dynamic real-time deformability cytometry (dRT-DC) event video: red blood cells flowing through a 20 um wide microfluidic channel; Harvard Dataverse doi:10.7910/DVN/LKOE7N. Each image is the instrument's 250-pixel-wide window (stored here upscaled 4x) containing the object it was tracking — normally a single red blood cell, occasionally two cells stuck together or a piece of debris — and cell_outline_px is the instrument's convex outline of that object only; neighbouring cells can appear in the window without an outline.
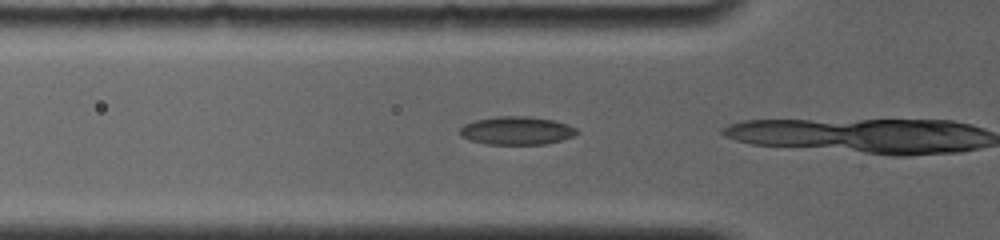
{"species": "common noctule bat (a hibernating species)", "species_latin": "Nyctalus noctula", "temperature_condition": "room temperature", "stored_images_in_passage": 3, "camera_frame_rate_fps": 4000, "um_per_image_px": 0.085, "animal": {"sex": "female", "body_mass_g": 19.0, "forearm_length_mm": 56.7}, "frame": {"image": 1, "passage_image": 2, "time_ms": 0.25, "image_size_px": [1000, 240], "cell_outline_px": [[580, 132], [572, 136], [548, 144], [488, 144], [468, 140], [460, 136], [460, 128], [464, 124], [476, 120], [496, 116], [528, 116], [552, 120], [568, 124], [576, 128]], "centroid_in_image_um": [43.9, 11.1], "position_along_channel_um": 81.9, "area_um2": 19.25}}